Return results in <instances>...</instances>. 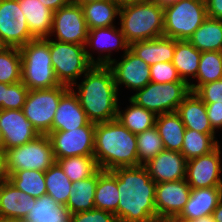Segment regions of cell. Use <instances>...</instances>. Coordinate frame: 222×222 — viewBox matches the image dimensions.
<instances>
[{
  "label": "cell",
  "instance_id": "cell-9",
  "mask_svg": "<svg viewBox=\"0 0 222 222\" xmlns=\"http://www.w3.org/2000/svg\"><path fill=\"white\" fill-rule=\"evenodd\" d=\"M6 158L8 174L19 170L45 172L56 162L52 143L46 134H40L28 143L6 150Z\"/></svg>",
  "mask_w": 222,
  "mask_h": 222
},
{
  "label": "cell",
  "instance_id": "cell-48",
  "mask_svg": "<svg viewBox=\"0 0 222 222\" xmlns=\"http://www.w3.org/2000/svg\"><path fill=\"white\" fill-rule=\"evenodd\" d=\"M6 150L0 148V182L8 180Z\"/></svg>",
  "mask_w": 222,
  "mask_h": 222
},
{
  "label": "cell",
  "instance_id": "cell-21",
  "mask_svg": "<svg viewBox=\"0 0 222 222\" xmlns=\"http://www.w3.org/2000/svg\"><path fill=\"white\" fill-rule=\"evenodd\" d=\"M222 199V186L191 189L188 201L177 216L183 221L211 215Z\"/></svg>",
  "mask_w": 222,
  "mask_h": 222
},
{
  "label": "cell",
  "instance_id": "cell-7",
  "mask_svg": "<svg viewBox=\"0 0 222 222\" xmlns=\"http://www.w3.org/2000/svg\"><path fill=\"white\" fill-rule=\"evenodd\" d=\"M191 93L189 83L175 81L168 83L149 82L129 99L156 116L176 112L179 104Z\"/></svg>",
  "mask_w": 222,
  "mask_h": 222
},
{
  "label": "cell",
  "instance_id": "cell-31",
  "mask_svg": "<svg viewBox=\"0 0 222 222\" xmlns=\"http://www.w3.org/2000/svg\"><path fill=\"white\" fill-rule=\"evenodd\" d=\"M97 185V172L86 179L72 184L71 192L65 205L70 214L89 211L95 208L94 196Z\"/></svg>",
  "mask_w": 222,
  "mask_h": 222
},
{
  "label": "cell",
  "instance_id": "cell-53",
  "mask_svg": "<svg viewBox=\"0 0 222 222\" xmlns=\"http://www.w3.org/2000/svg\"><path fill=\"white\" fill-rule=\"evenodd\" d=\"M153 2L159 3L161 6H166L169 4H172L173 2H176L177 0H152Z\"/></svg>",
  "mask_w": 222,
  "mask_h": 222
},
{
  "label": "cell",
  "instance_id": "cell-33",
  "mask_svg": "<svg viewBox=\"0 0 222 222\" xmlns=\"http://www.w3.org/2000/svg\"><path fill=\"white\" fill-rule=\"evenodd\" d=\"M130 101L125 111L120 110L118 105L117 119L130 132L138 134L155 126L156 115L151 111L136 105Z\"/></svg>",
  "mask_w": 222,
  "mask_h": 222
},
{
  "label": "cell",
  "instance_id": "cell-13",
  "mask_svg": "<svg viewBox=\"0 0 222 222\" xmlns=\"http://www.w3.org/2000/svg\"><path fill=\"white\" fill-rule=\"evenodd\" d=\"M35 39L30 33L18 0H0V42L6 47L21 48Z\"/></svg>",
  "mask_w": 222,
  "mask_h": 222
},
{
  "label": "cell",
  "instance_id": "cell-50",
  "mask_svg": "<svg viewBox=\"0 0 222 222\" xmlns=\"http://www.w3.org/2000/svg\"><path fill=\"white\" fill-rule=\"evenodd\" d=\"M111 1H113L120 8H122L124 6L133 5L135 3L142 2L144 0H111Z\"/></svg>",
  "mask_w": 222,
  "mask_h": 222
},
{
  "label": "cell",
  "instance_id": "cell-14",
  "mask_svg": "<svg viewBox=\"0 0 222 222\" xmlns=\"http://www.w3.org/2000/svg\"><path fill=\"white\" fill-rule=\"evenodd\" d=\"M221 150L218 147L211 153L187 161L185 180L191 189L222 186Z\"/></svg>",
  "mask_w": 222,
  "mask_h": 222
},
{
  "label": "cell",
  "instance_id": "cell-29",
  "mask_svg": "<svg viewBox=\"0 0 222 222\" xmlns=\"http://www.w3.org/2000/svg\"><path fill=\"white\" fill-rule=\"evenodd\" d=\"M201 52L188 40L175 39V51L172 64L176 68L181 80L187 83L188 77L196 78Z\"/></svg>",
  "mask_w": 222,
  "mask_h": 222
},
{
  "label": "cell",
  "instance_id": "cell-11",
  "mask_svg": "<svg viewBox=\"0 0 222 222\" xmlns=\"http://www.w3.org/2000/svg\"><path fill=\"white\" fill-rule=\"evenodd\" d=\"M55 160L72 156H94L95 123L69 131L48 134Z\"/></svg>",
  "mask_w": 222,
  "mask_h": 222
},
{
  "label": "cell",
  "instance_id": "cell-20",
  "mask_svg": "<svg viewBox=\"0 0 222 222\" xmlns=\"http://www.w3.org/2000/svg\"><path fill=\"white\" fill-rule=\"evenodd\" d=\"M74 90V87H70L61 96L52 122V131H71L86 126L90 122Z\"/></svg>",
  "mask_w": 222,
  "mask_h": 222
},
{
  "label": "cell",
  "instance_id": "cell-41",
  "mask_svg": "<svg viewBox=\"0 0 222 222\" xmlns=\"http://www.w3.org/2000/svg\"><path fill=\"white\" fill-rule=\"evenodd\" d=\"M29 89L20 81L13 84L0 83V110L22 109Z\"/></svg>",
  "mask_w": 222,
  "mask_h": 222
},
{
  "label": "cell",
  "instance_id": "cell-17",
  "mask_svg": "<svg viewBox=\"0 0 222 222\" xmlns=\"http://www.w3.org/2000/svg\"><path fill=\"white\" fill-rule=\"evenodd\" d=\"M191 188L185 179L156 184L157 219L177 217L185 207Z\"/></svg>",
  "mask_w": 222,
  "mask_h": 222
},
{
  "label": "cell",
  "instance_id": "cell-44",
  "mask_svg": "<svg viewBox=\"0 0 222 222\" xmlns=\"http://www.w3.org/2000/svg\"><path fill=\"white\" fill-rule=\"evenodd\" d=\"M194 93L204 103H222V79L203 84Z\"/></svg>",
  "mask_w": 222,
  "mask_h": 222
},
{
  "label": "cell",
  "instance_id": "cell-27",
  "mask_svg": "<svg viewBox=\"0 0 222 222\" xmlns=\"http://www.w3.org/2000/svg\"><path fill=\"white\" fill-rule=\"evenodd\" d=\"M118 194L117 175L113 171L99 169L94 196L95 208L113 213L118 219Z\"/></svg>",
  "mask_w": 222,
  "mask_h": 222
},
{
  "label": "cell",
  "instance_id": "cell-54",
  "mask_svg": "<svg viewBox=\"0 0 222 222\" xmlns=\"http://www.w3.org/2000/svg\"><path fill=\"white\" fill-rule=\"evenodd\" d=\"M100 1V0H72V3L83 5L89 2Z\"/></svg>",
  "mask_w": 222,
  "mask_h": 222
},
{
  "label": "cell",
  "instance_id": "cell-49",
  "mask_svg": "<svg viewBox=\"0 0 222 222\" xmlns=\"http://www.w3.org/2000/svg\"><path fill=\"white\" fill-rule=\"evenodd\" d=\"M212 216L215 222H222V199L218 203V206L213 211Z\"/></svg>",
  "mask_w": 222,
  "mask_h": 222
},
{
  "label": "cell",
  "instance_id": "cell-37",
  "mask_svg": "<svg viewBox=\"0 0 222 222\" xmlns=\"http://www.w3.org/2000/svg\"><path fill=\"white\" fill-rule=\"evenodd\" d=\"M44 176L46 194L54 198L57 203L65 206L73 183L56 162L44 172Z\"/></svg>",
  "mask_w": 222,
  "mask_h": 222
},
{
  "label": "cell",
  "instance_id": "cell-43",
  "mask_svg": "<svg viewBox=\"0 0 222 222\" xmlns=\"http://www.w3.org/2000/svg\"><path fill=\"white\" fill-rule=\"evenodd\" d=\"M70 222H119V221L115 214L94 208L89 211L70 214Z\"/></svg>",
  "mask_w": 222,
  "mask_h": 222
},
{
  "label": "cell",
  "instance_id": "cell-23",
  "mask_svg": "<svg viewBox=\"0 0 222 222\" xmlns=\"http://www.w3.org/2000/svg\"><path fill=\"white\" fill-rule=\"evenodd\" d=\"M32 198L9 180L0 182V219H24L30 212Z\"/></svg>",
  "mask_w": 222,
  "mask_h": 222
},
{
  "label": "cell",
  "instance_id": "cell-30",
  "mask_svg": "<svg viewBox=\"0 0 222 222\" xmlns=\"http://www.w3.org/2000/svg\"><path fill=\"white\" fill-rule=\"evenodd\" d=\"M188 41L200 52L222 51V19L207 17Z\"/></svg>",
  "mask_w": 222,
  "mask_h": 222
},
{
  "label": "cell",
  "instance_id": "cell-24",
  "mask_svg": "<svg viewBox=\"0 0 222 222\" xmlns=\"http://www.w3.org/2000/svg\"><path fill=\"white\" fill-rule=\"evenodd\" d=\"M176 112L186 129L199 133H216L208 119L205 103L194 92L179 104Z\"/></svg>",
  "mask_w": 222,
  "mask_h": 222
},
{
  "label": "cell",
  "instance_id": "cell-22",
  "mask_svg": "<svg viewBox=\"0 0 222 222\" xmlns=\"http://www.w3.org/2000/svg\"><path fill=\"white\" fill-rule=\"evenodd\" d=\"M129 50L148 65L172 62L175 51V39L160 36L153 39L134 42Z\"/></svg>",
  "mask_w": 222,
  "mask_h": 222
},
{
  "label": "cell",
  "instance_id": "cell-16",
  "mask_svg": "<svg viewBox=\"0 0 222 222\" xmlns=\"http://www.w3.org/2000/svg\"><path fill=\"white\" fill-rule=\"evenodd\" d=\"M116 26L101 27L89 29L87 41L85 43L86 55L88 60L93 65H109L112 61L111 50L123 49L124 53L129 49V44L127 43L124 34L120 28H115ZM93 50H98L100 52L98 58L95 60L92 53L87 50V47ZM101 52H108L106 55L101 56Z\"/></svg>",
  "mask_w": 222,
  "mask_h": 222
},
{
  "label": "cell",
  "instance_id": "cell-32",
  "mask_svg": "<svg viewBox=\"0 0 222 222\" xmlns=\"http://www.w3.org/2000/svg\"><path fill=\"white\" fill-rule=\"evenodd\" d=\"M88 29L115 26L120 7L111 0H100L81 5Z\"/></svg>",
  "mask_w": 222,
  "mask_h": 222
},
{
  "label": "cell",
  "instance_id": "cell-40",
  "mask_svg": "<svg viewBox=\"0 0 222 222\" xmlns=\"http://www.w3.org/2000/svg\"><path fill=\"white\" fill-rule=\"evenodd\" d=\"M138 166L145 165L164 150L162 139L154 126L136 134Z\"/></svg>",
  "mask_w": 222,
  "mask_h": 222
},
{
  "label": "cell",
  "instance_id": "cell-12",
  "mask_svg": "<svg viewBox=\"0 0 222 222\" xmlns=\"http://www.w3.org/2000/svg\"><path fill=\"white\" fill-rule=\"evenodd\" d=\"M88 32L81 5L71 3L53 12L49 37L56 35V41L85 45Z\"/></svg>",
  "mask_w": 222,
  "mask_h": 222
},
{
  "label": "cell",
  "instance_id": "cell-10",
  "mask_svg": "<svg viewBox=\"0 0 222 222\" xmlns=\"http://www.w3.org/2000/svg\"><path fill=\"white\" fill-rule=\"evenodd\" d=\"M70 87L60 85L51 89L29 90L22 111L39 134L52 132V122L61 96Z\"/></svg>",
  "mask_w": 222,
  "mask_h": 222
},
{
  "label": "cell",
  "instance_id": "cell-19",
  "mask_svg": "<svg viewBox=\"0 0 222 222\" xmlns=\"http://www.w3.org/2000/svg\"><path fill=\"white\" fill-rule=\"evenodd\" d=\"M186 165L187 160L181 152L164 149L144 166L157 184L185 179Z\"/></svg>",
  "mask_w": 222,
  "mask_h": 222
},
{
  "label": "cell",
  "instance_id": "cell-4",
  "mask_svg": "<svg viewBox=\"0 0 222 222\" xmlns=\"http://www.w3.org/2000/svg\"><path fill=\"white\" fill-rule=\"evenodd\" d=\"M120 29L127 43L163 36L164 7L152 0H144L120 8Z\"/></svg>",
  "mask_w": 222,
  "mask_h": 222
},
{
  "label": "cell",
  "instance_id": "cell-35",
  "mask_svg": "<svg viewBox=\"0 0 222 222\" xmlns=\"http://www.w3.org/2000/svg\"><path fill=\"white\" fill-rule=\"evenodd\" d=\"M56 163L72 183L91 177L99 170L94 156L61 158L56 159Z\"/></svg>",
  "mask_w": 222,
  "mask_h": 222
},
{
  "label": "cell",
  "instance_id": "cell-15",
  "mask_svg": "<svg viewBox=\"0 0 222 222\" xmlns=\"http://www.w3.org/2000/svg\"><path fill=\"white\" fill-rule=\"evenodd\" d=\"M114 75L117 90L120 85L133 89H142L150 81V65L137 57L129 49L122 55L121 61L112 59L108 65Z\"/></svg>",
  "mask_w": 222,
  "mask_h": 222
},
{
  "label": "cell",
  "instance_id": "cell-47",
  "mask_svg": "<svg viewBox=\"0 0 222 222\" xmlns=\"http://www.w3.org/2000/svg\"><path fill=\"white\" fill-rule=\"evenodd\" d=\"M43 5L55 12L61 7H65L72 3V0H40Z\"/></svg>",
  "mask_w": 222,
  "mask_h": 222
},
{
  "label": "cell",
  "instance_id": "cell-8",
  "mask_svg": "<svg viewBox=\"0 0 222 222\" xmlns=\"http://www.w3.org/2000/svg\"><path fill=\"white\" fill-rule=\"evenodd\" d=\"M50 55L55 76L60 84L71 87L93 64L88 60L85 45L50 40Z\"/></svg>",
  "mask_w": 222,
  "mask_h": 222
},
{
  "label": "cell",
  "instance_id": "cell-6",
  "mask_svg": "<svg viewBox=\"0 0 222 222\" xmlns=\"http://www.w3.org/2000/svg\"><path fill=\"white\" fill-rule=\"evenodd\" d=\"M206 18L205 0H177L164 6L163 36L188 40Z\"/></svg>",
  "mask_w": 222,
  "mask_h": 222
},
{
  "label": "cell",
  "instance_id": "cell-5",
  "mask_svg": "<svg viewBox=\"0 0 222 222\" xmlns=\"http://www.w3.org/2000/svg\"><path fill=\"white\" fill-rule=\"evenodd\" d=\"M50 37L35 38L21 48V82L29 90L51 89L61 84L51 62Z\"/></svg>",
  "mask_w": 222,
  "mask_h": 222
},
{
  "label": "cell",
  "instance_id": "cell-2",
  "mask_svg": "<svg viewBox=\"0 0 222 222\" xmlns=\"http://www.w3.org/2000/svg\"><path fill=\"white\" fill-rule=\"evenodd\" d=\"M74 91L90 122L102 123L117 119L118 90L108 65H93Z\"/></svg>",
  "mask_w": 222,
  "mask_h": 222
},
{
  "label": "cell",
  "instance_id": "cell-25",
  "mask_svg": "<svg viewBox=\"0 0 222 222\" xmlns=\"http://www.w3.org/2000/svg\"><path fill=\"white\" fill-rule=\"evenodd\" d=\"M29 31L35 38H47L50 35L53 11L43 5L40 0H18Z\"/></svg>",
  "mask_w": 222,
  "mask_h": 222
},
{
  "label": "cell",
  "instance_id": "cell-46",
  "mask_svg": "<svg viewBox=\"0 0 222 222\" xmlns=\"http://www.w3.org/2000/svg\"><path fill=\"white\" fill-rule=\"evenodd\" d=\"M207 17L222 19V0H205Z\"/></svg>",
  "mask_w": 222,
  "mask_h": 222
},
{
  "label": "cell",
  "instance_id": "cell-45",
  "mask_svg": "<svg viewBox=\"0 0 222 222\" xmlns=\"http://www.w3.org/2000/svg\"><path fill=\"white\" fill-rule=\"evenodd\" d=\"M208 119L214 130L222 128V103H205Z\"/></svg>",
  "mask_w": 222,
  "mask_h": 222
},
{
  "label": "cell",
  "instance_id": "cell-42",
  "mask_svg": "<svg viewBox=\"0 0 222 222\" xmlns=\"http://www.w3.org/2000/svg\"><path fill=\"white\" fill-rule=\"evenodd\" d=\"M150 81L164 84L184 80H181L172 62H161L150 66Z\"/></svg>",
  "mask_w": 222,
  "mask_h": 222
},
{
  "label": "cell",
  "instance_id": "cell-52",
  "mask_svg": "<svg viewBox=\"0 0 222 222\" xmlns=\"http://www.w3.org/2000/svg\"><path fill=\"white\" fill-rule=\"evenodd\" d=\"M155 222H185V221L180 220L177 217H164L156 219Z\"/></svg>",
  "mask_w": 222,
  "mask_h": 222
},
{
  "label": "cell",
  "instance_id": "cell-3",
  "mask_svg": "<svg viewBox=\"0 0 222 222\" xmlns=\"http://www.w3.org/2000/svg\"><path fill=\"white\" fill-rule=\"evenodd\" d=\"M94 158L104 171L138 166L136 134L118 119L95 123Z\"/></svg>",
  "mask_w": 222,
  "mask_h": 222
},
{
  "label": "cell",
  "instance_id": "cell-28",
  "mask_svg": "<svg viewBox=\"0 0 222 222\" xmlns=\"http://www.w3.org/2000/svg\"><path fill=\"white\" fill-rule=\"evenodd\" d=\"M155 127L162 139L165 150L181 152L186 128L177 112L158 115Z\"/></svg>",
  "mask_w": 222,
  "mask_h": 222
},
{
  "label": "cell",
  "instance_id": "cell-38",
  "mask_svg": "<svg viewBox=\"0 0 222 222\" xmlns=\"http://www.w3.org/2000/svg\"><path fill=\"white\" fill-rule=\"evenodd\" d=\"M8 180L19 190L33 198L46 194L45 176L43 171L19 170L8 175Z\"/></svg>",
  "mask_w": 222,
  "mask_h": 222
},
{
  "label": "cell",
  "instance_id": "cell-55",
  "mask_svg": "<svg viewBox=\"0 0 222 222\" xmlns=\"http://www.w3.org/2000/svg\"><path fill=\"white\" fill-rule=\"evenodd\" d=\"M0 222H24L23 219L4 218L0 219Z\"/></svg>",
  "mask_w": 222,
  "mask_h": 222
},
{
  "label": "cell",
  "instance_id": "cell-56",
  "mask_svg": "<svg viewBox=\"0 0 222 222\" xmlns=\"http://www.w3.org/2000/svg\"><path fill=\"white\" fill-rule=\"evenodd\" d=\"M0 148H3V134L1 129H0Z\"/></svg>",
  "mask_w": 222,
  "mask_h": 222
},
{
  "label": "cell",
  "instance_id": "cell-26",
  "mask_svg": "<svg viewBox=\"0 0 222 222\" xmlns=\"http://www.w3.org/2000/svg\"><path fill=\"white\" fill-rule=\"evenodd\" d=\"M24 222H70L68 208L56 202L50 195L32 198L30 212L23 219Z\"/></svg>",
  "mask_w": 222,
  "mask_h": 222
},
{
  "label": "cell",
  "instance_id": "cell-18",
  "mask_svg": "<svg viewBox=\"0 0 222 222\" xmlns=\"http://www.w3.org/2000/svg\"><path fill=\"white\" fill-rule=\"evenodd\" d=\"M0 129L5 150L21 146L40 135L25 117L22 109L0 110Z\"/></svg>",
  "mask_w": 222,
  "mask_h": 222
},
{
  "label": "cell",
  "instance_id": "cell-1",
  "mask_svg": "<svg viewBox=\"0 0 222 222\" xmlns=\"http://www.w3.org/2000/svg\"><path fill=\"white\" fill-rule=\"evenodd\" d=\"M119 222H155L156 183L144 165L116 168Z\"/></svg>",
  "mask_w": 222,
  "mask_h": 222
},
{
  "label": "cell",
  "instance_id": "cell-51",
  "mask_svg": "<svg viewBox=\"0 0 222 222\" xmlns=\"http://www.w3.org/2000/svg\"><path fill=\"white\" fill-rule=\"evenodd\" d=\"M185 222H215L214 218L211 215H207V216H203V217H199L190 221H185Z\"/></svg>",
  "mask_w": 222,
  "mask_h": 222
},
{
  "label": "cell",
  "instance_id": "cell-34",
  "mask_svg": "<svg viewBox=\"0 0 222 222\" xmlns=\"http://www.w3.org/2000/svg\"><path fill=\"white\" fill-rule=\"evenodd\" d=\"M215 133H199L195 130L185 129L181 153L190 160L211 153L218 147Z\"/></svg>",
  "mask_w": 222,
  "mask_h": 222
},
{
  "label": "cell",
  "instance_id": "cell-36",
  "mask_svg": "<svg viewBox=\"0 0 222 222\" xmlns=\"http://www.w3.org/2000/svg\"><path fill=\"white\" fill-rule=\"evenodd\" d=\"M197 85L189 83L191 92L199 86L222 79V51L201 52Z\"/></svg>",
  "mask_w": 222,
  "mask_h": 222
},
{
  "label": "cell",
  "instance_id": "cell-39",
  "mask_svg": "<svg viewBox=\"0 0 222 222\" xmlns=\"http://www.w3.org/2000/svg\"><path fill=\"white\" fill-rule=\"evenodd\" d=\"M21 81V53L19 48L3 46L0 49V83Z\"/></svg>",
  "mask_w": 222,
  "mask_h": 222
}]
</instances>
